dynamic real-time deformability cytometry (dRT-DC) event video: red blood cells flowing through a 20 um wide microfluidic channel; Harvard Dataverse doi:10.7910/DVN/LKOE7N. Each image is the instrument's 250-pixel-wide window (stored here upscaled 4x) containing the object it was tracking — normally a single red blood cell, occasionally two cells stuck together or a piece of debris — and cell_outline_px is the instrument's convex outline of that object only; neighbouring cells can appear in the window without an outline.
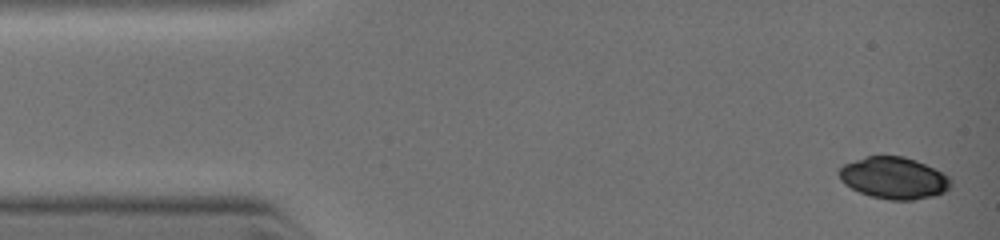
{"species": "common noctule bat (a hibernating species)", "species_latin": "Nyctalus noctula", "temperature_condition": "warm", "stored_images_in_passage": 68, "camera_frame_rate_fps": 3000, "um_per_image_px": 0.085, "animal": {"sex": "female", "body_mass_g": 19.0, "forearm_length_mm": 51.5}, "frame": {"image": 1, "passage_image": 1, "time_ms": 0.0, "image_size_px": [1000, 240], "cell_outline_px": [[952, 184], [944, 192], [932, 196], [912, 200], [888, 200], [872, 196], [860, 192], [844, 184], [840, 180], [836, 172], [844, 164], [868, 156], [904, 156], [916, 160], [948, 176], [952, 180]], "centroid_in_image_um": [75.95, 15.13], "position_along_channel_um": 9.1, "area_um2": 27.05}}
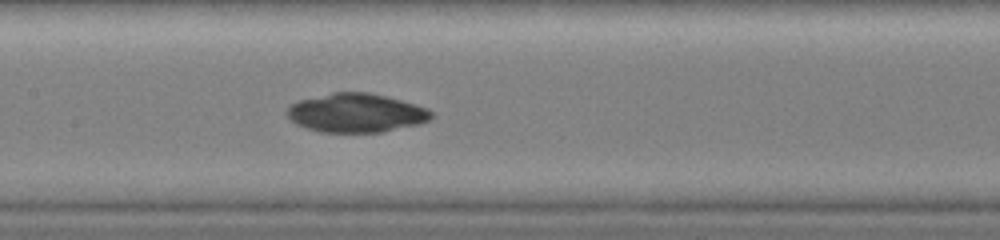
{"frame": {"image": 2, "passage_image": 45, "time_ms": 5.0, "image_size_px": [1000, 240], "cell_outline_px": [[432, 116], [428, 120], [420, 124], [384, 132], [320, 132], [296, 124], [284, 112], [296, 100], [332, 92], [368, 92], [416, 104], [428, 108], [432, 112]], "centroid_in_image_um": [30.26, 9.59], "position_along_channel_um": 177.1, "area_um2": 32.77}}
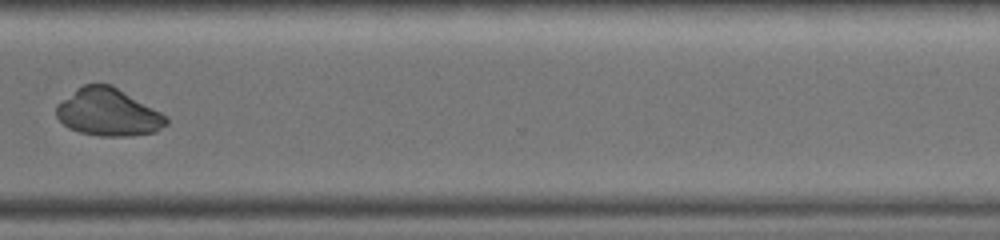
{"frame": {"image": 3, "passage_image": 67, "time_ms": 8.333, "image_size_px": [1000, 240], "cell_outline_px": [[168, 124], [156, 132], [132, 136], [100, 136], [80, 132], [68, 128], [56, 116], [56, 104], [76, 88], [84, 84], [112, 84], [160, 112], [168, 120]], "centroid_in_image_um": [9.18, 9.55], "position_along_channel_um": 361.4, "area_um2": 30.46}}